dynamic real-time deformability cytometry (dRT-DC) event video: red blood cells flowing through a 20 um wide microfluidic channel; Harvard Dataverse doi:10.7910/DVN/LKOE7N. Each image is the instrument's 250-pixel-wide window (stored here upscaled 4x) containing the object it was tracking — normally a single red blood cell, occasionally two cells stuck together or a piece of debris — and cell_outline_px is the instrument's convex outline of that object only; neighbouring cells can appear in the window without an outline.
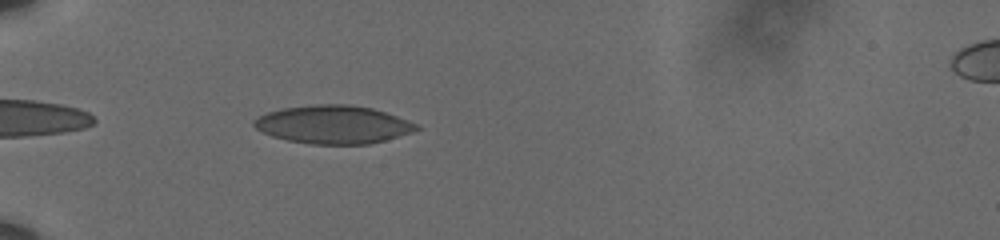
{"species": "human", "species_latin": "Homo sapiens", "temperature_condition": "cold", "stored_images_in_passage": 43, "camera_frame_rate_fps": 3000, "um_per_image_px": 0.085, "donor": {"sex": "male"}, "frame": {"image": 1, "passage_image": 4, "time_ms": 1.0, "image_size_px": [1000, 240], "cell_outline_px": [[420, 128], [412, 132], [384, 140], [368, 144], [308, 144], [288, 140], [272, 136], [256, 128], [252, 124], [252, 120], [268, 112], [284, 108], [316, 104], [348, 104], [372, 108], [420, 124]], "centroid_in_image_um": [28.33, 10.58], "position_along_channel_um": 56.7, "area_um2": 35.95}}
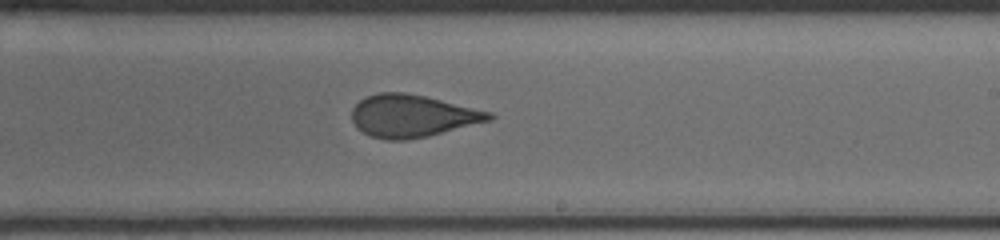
{"frame": {"image": 2, "passage_image": 22, "time_ms": 7.0, "image_size_px": [1000, 240], "cell_outline_px": [[496, 116], [492, 120], [428, 136], [408, 140], [388, 140], [372, 136], [356, 128], [352, 120], [352, 108], [364, 96], [376, 92], [404, 92], [424, 96], [492, 112]], "centroid_in_image_um": [35.03, 9.85], "position_along_channel_um": 254.0, "area_um2": 33.99}}
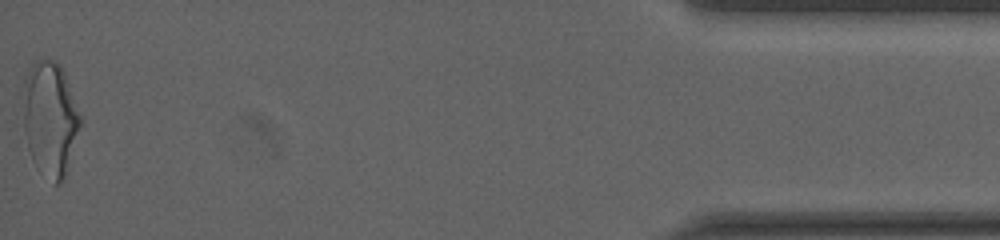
{"frame": {"image": 3, "passage_image": 43, "time_ms": 14.0, "image_size_px": [1000, 240], "cell_outline_px": [[84, 120], [64, 180], [56, 184], [36, 168], [32, 160], [28, 148], [24, 128], [24, 80], [32, 64], [36, 60], [44, 56], [56, 60], [60, 64], [64, 72]], "centroid_in_image_um": [4.3, 10.07], "position_along_channel_um": 430.9, "area_um2": 38.84}, "authors_computed_cell_mechanics": {"area_um2": 34.5066, "velocity_mm_per_s": 3.6204, "shape_relaxation_time_tau1_ms": null, "shape_relaxation_time_tau2_ms": 1.1318, "deformation_change_tau1": null, "deformation_change_tau2": 0.0941}}